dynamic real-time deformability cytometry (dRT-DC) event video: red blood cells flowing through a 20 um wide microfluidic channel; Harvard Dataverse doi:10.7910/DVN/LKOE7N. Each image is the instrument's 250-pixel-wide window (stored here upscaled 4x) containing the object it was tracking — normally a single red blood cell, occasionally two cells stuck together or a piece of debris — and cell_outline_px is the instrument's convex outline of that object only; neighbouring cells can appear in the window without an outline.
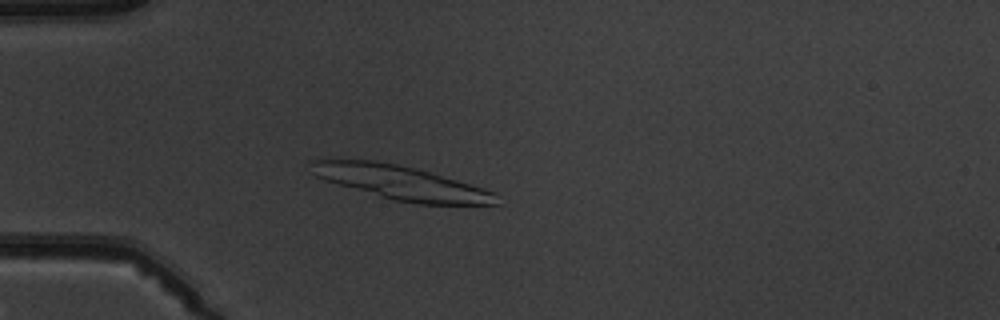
{"species": "common noctule bat (a hibernating species)", "species_latin": "Nyctalus noctula", "temperature_condition": "warm", "stored_images_in_passage": 5, "camera_frame_rate_fps": 3000, "um_per_image_px": 0.085, "animal": {"sex": "male", "body_mass_g": 19.5, "forearm_length_mm": 54.6}, "frame": {"image": 1, "passage_image": 5, "time_ms": 4.667, "image_size_px": [1000, 320], "cell_outline_px": [[500, 204], [420, 204], [392, 200], [324, 180], [316, 176], [312, 172], [308, 164], [308, 160], [372, 160], [396, 164], [428, 172], [456, 180], [496, 192]], "centroid_in_image_um": [34.06, 15.53], "position_along_channel_um": 50.9, "area_um2": 36.3}}